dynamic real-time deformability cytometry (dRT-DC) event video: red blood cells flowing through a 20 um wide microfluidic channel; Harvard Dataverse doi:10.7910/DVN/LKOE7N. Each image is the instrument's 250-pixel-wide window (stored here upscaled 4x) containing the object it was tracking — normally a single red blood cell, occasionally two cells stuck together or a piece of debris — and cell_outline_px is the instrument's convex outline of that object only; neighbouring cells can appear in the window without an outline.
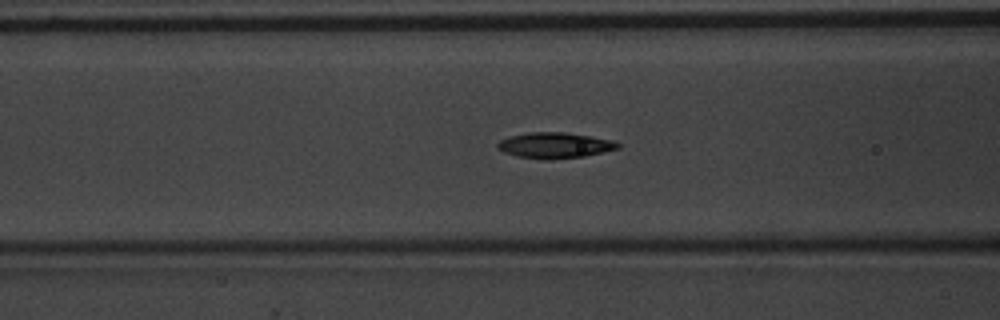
{"species": "common noctule bat (a hibernating species)", "species_latin": "Nyctalus noctula", "temperature_condition": "warm", "stored_images_in_passage": 55, "camera_frame_rate_fps": 3000, "um_per_image_px": 0.085, "animal": {"sex": "male", "body_mass_g": 20.1, "forearm_length_mm": 53.5}, "frame": {"image": 1, "passage_image": 22, "time_ms": 7.0, "image_size_px": [1000, 320], "cell_outline_px": [[620, 148], [584, 156], [548, 160], [544, 160], [516, 156], [504, 152], [496, 148], [496, 144], [500, 140], [508, 136], [528, 132], [564, 132], [592, 136], [612, 140], [620, 144]], "centroid_in_image_um": [47.12, 12.35], "position_along_channel_um": 119.5, "area_um2": 18.21}}
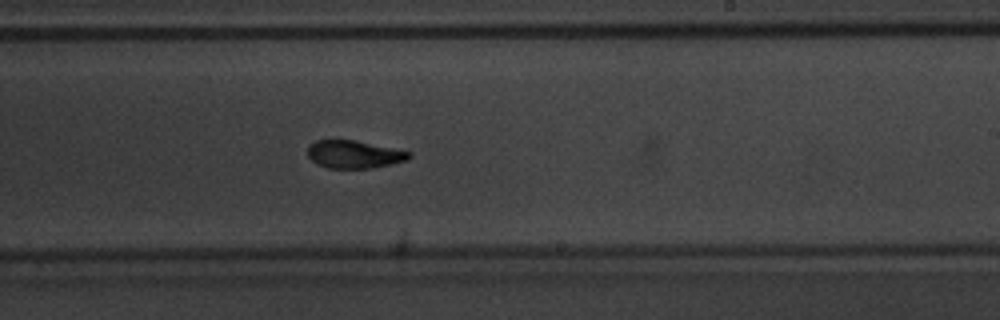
{"frame": {"image": 2, "passage_image": 33, "time_ms": 10.667, "image_size_px": [1000, 320], "cell_outline_px": [[412, 156], [408, 160], [392, 164], [372, 168], [328, 168], [316, 164], [308, 156], [308, 148], [316, 140], [352, 140], [412, 152]], "centroid_in_image_um": [30.12, 13.13], "position_along_channel_um": 258.9, "area_um2": 16.3}}
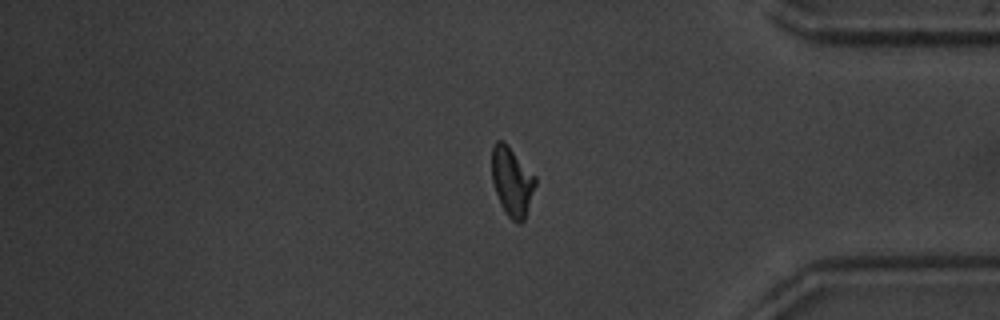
{"frame": {"image": 3, "passage_image": 45, "time_ms": 14.667, "image_size_px": [1000, 320], "cell_outline_px": [[536, 184], [524, 220], [520, 224], [512, 220], [508, 216], [500, 204], [492, 180], [492, 144], [496, 140], [504, 140], [536, 176]], "centroid_in_image_um": [43.51, 15.39], "position_along_channel_um": 391.7, "area_um2": 17.57}, "authors_computed_cell_mechanics": {"area_um2": 17.1088, "velocity_mm_per_s": 3.8063, "shape_relaxation_time_tau1_ms": 2.8176, "shape_relaxation_time_tau2_ms": 3.1269, "deformation_change_tau1": 0.1472, "deformation_change_tau2": 0.0883}}